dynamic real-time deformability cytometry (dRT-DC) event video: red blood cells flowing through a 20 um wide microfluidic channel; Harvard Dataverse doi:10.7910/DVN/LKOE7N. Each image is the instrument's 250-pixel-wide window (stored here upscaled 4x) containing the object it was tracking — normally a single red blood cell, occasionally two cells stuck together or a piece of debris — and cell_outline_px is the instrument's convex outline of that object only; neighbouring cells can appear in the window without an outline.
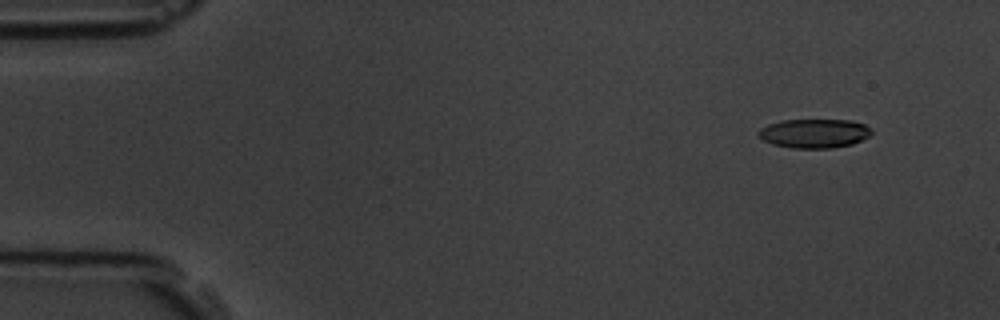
{"species": "common noctule bat (a hibernating species)", "species_latin": "Nyctalus noctula", "temperature_condition": "room temperature", "stored_images_in_passage": 5, "camera_frame_rate_fps": 3000, "um_per_image_px": 0.085, "animal": {"sex": "male", "body_mass_g": 19.5, "forearm_length_mm": 54.6}, "frame": {"image": 1, "passage_image": 1, "time_ms": 0.0, "image_size_px": [1000, 320], "cell_outline_px": [[872, 132], [868, 136], [852, 144], [832, 148], [792, 148], [772, 144], [764, 140], [756, 132], [760, 128], [768, 124], [780, 120], [852, 120], [864, 124], [872, 128]], "centroid_in_image_um": [69.2, 11.33], "position_along_channel_um": 15.8, "area_um2": 19.19}}
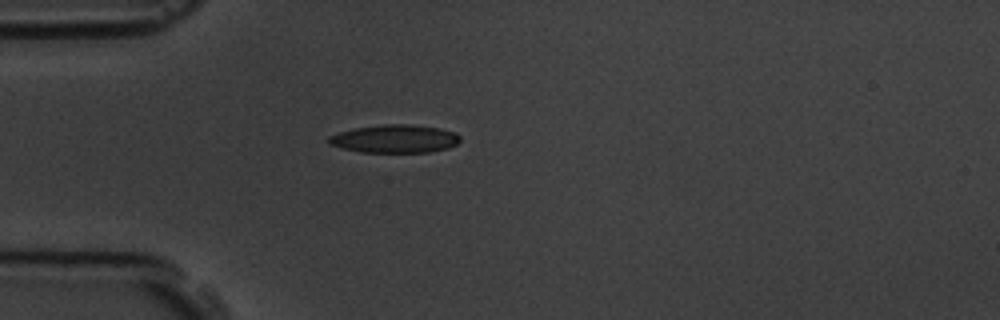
{"frame": {"image": 2, "passage_image": 4, "time_ms": 3.667, "image_size_px": [1000, 320], "cell_outline_px": [[460, 140], [456, 144], [448, 148], [428, 152], [360, 152], [328, 144], [328, 136], [340, 132], [356, 128], [384, 124], [408, 124], [440, 128], [456, 132], [460, 136]], "centroid_in_image_um": [33.58, 11.79], "position_along_channel_um": 51.4, "area_um2": 21.44}}